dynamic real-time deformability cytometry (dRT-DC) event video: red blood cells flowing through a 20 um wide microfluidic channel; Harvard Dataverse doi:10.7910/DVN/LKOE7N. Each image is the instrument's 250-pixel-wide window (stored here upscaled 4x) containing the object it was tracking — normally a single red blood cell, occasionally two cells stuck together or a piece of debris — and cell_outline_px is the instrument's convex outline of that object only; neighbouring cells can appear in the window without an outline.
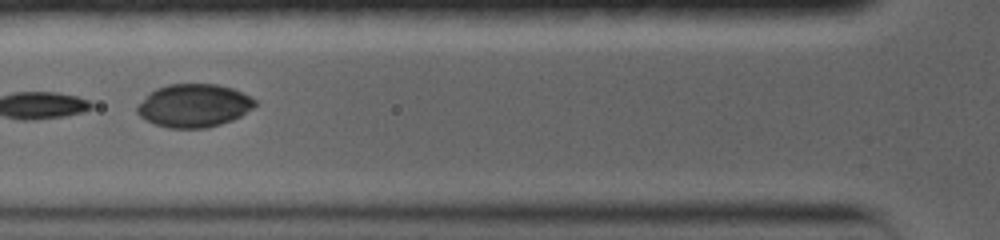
{"species": "common noctule bat (a hibernating species)", "species_latin": "Nyctalus noctula", "temperature_condition": "warm", "stored_images_in_passage": 13, "camera_frame_rate_fps": 5000, "um_per_image_px": 0.085, "animal": {"sex": "female", "body_mass_g": 19.0, "forearm_length_mm": 56.7}, "frame": {"image": 1, "passage_image": 3, "time_ms": 1.8, "image_size_px": [1000, 240], "cell_outline_px": [[256, 104], [252, 108], [240, 116], [232, 120], [220, 124], [204, 128], [168, 128], [144, 120], [136, 112], [136, 108], [148, 92], [156, 88], [168, 84], [216, 84], [232, 88], [256, 100]], "centroid_in_image_um": [16.44, 8.97], "position_along_channel_um": 109.4, "area_um2": 29.54}}
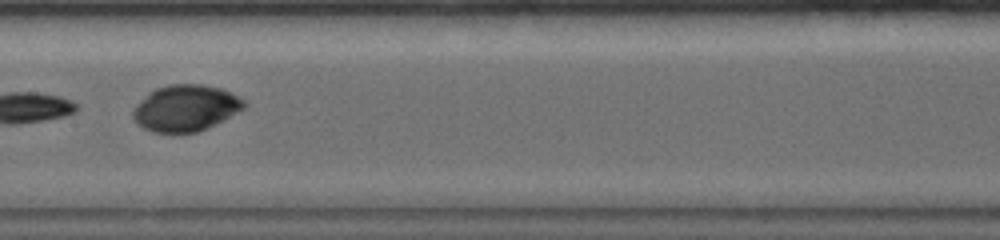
{"frame": {"image": 2, "passage_image": 6, "time_ms": 4.0, "image_size_px": [1000, 240], "cell_outline_px": [[248, 104], [244, 108], [196, 132], [152, 132], [144, 128], [132, 116], [132, 112], [136, 104], [148, 92], [156, 88], [168, 84], [200, 84], [224, 88], [244, 100]], "centroid_in_image_um": [15.76, 9.15], "position_along_channel_um": 191.6, "area_um2": 29.59}}